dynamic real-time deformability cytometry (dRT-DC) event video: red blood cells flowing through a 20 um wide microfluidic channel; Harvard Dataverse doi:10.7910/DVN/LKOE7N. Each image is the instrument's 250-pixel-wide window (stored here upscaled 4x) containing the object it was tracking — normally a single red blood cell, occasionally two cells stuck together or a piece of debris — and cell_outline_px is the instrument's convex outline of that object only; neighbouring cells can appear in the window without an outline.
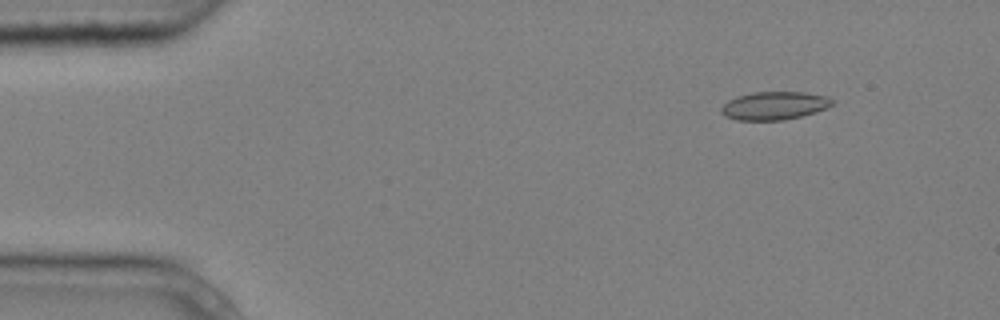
{"species": "common noctule bat (a hibernating species)", "species_latin": "Nyctalus noctula", "temperature_condition": "cold", "stored_images_in_passage": 8, "camera_frame_rate_fps": 3000, "um_per_image_px": 0.085, "animal": {"sex": "male", "body_mass_g": 20.4}, "frame": {"image": 1, "passage_image": 1, "time_ms": 0.0, "image_size_px": [1000, 320], "cell_outline_px": [[832, 104], [816, 112], [784, 120], [736, 120], [724, 116], [720, 112], [720, 108], [728, 100], [736, 96], [752, 92], [804, 92], [828, 96], [832, 100]], "centroid_in_image_um": [65.76, 8.98], "position_along_channel_um": 19.2, "area_um2": 18.21}}
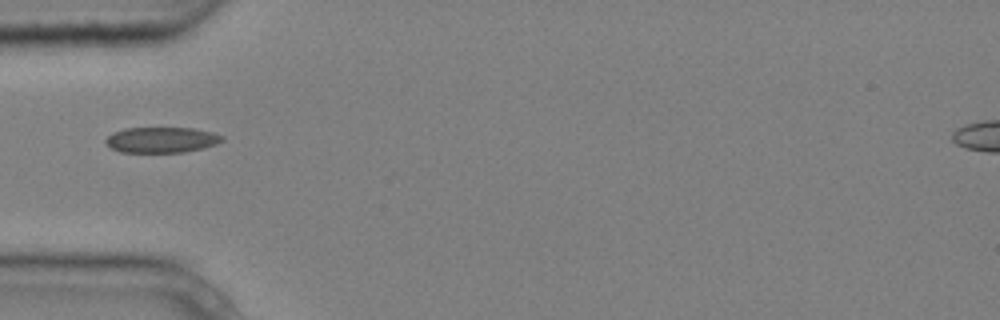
{"frame": {"image": 2, "passage_image": 4, "time_ms": 1.0, "image_size_px": [1000, 320], "cell_outline_px": [[224, 140], [216, 144], [204, 148], [184, 152], [120, 152], [104, 144], [104, 140], [112, 132], [124, 128], [192, 128], [212, 132], [224, 136]], "centroid_in_image_um": [13.71, 11.89], "position_along_channel_um": 71.3, "area_um2": 17.51}}
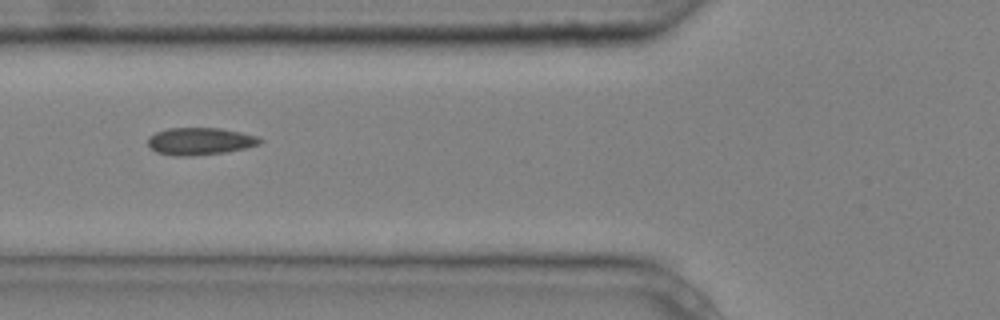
{"frame": {"image": 3, "passage_image": 5, "time_ms": 1.333, "image_size_px": [1000, 320], "cell_outline_px": [[264, 140], [260, 144], [244, 148], [224, 152], [192, 156], [172, 156], [156, 152], [148, 144], [148, 136], [156, 132], [168, 128], [220, 128], [240, 132], [256, 136]], "centroid_in_image_um": [16.98, 12.01], "position_along_channel_um": 108.8, "area_um2": 17.8}}